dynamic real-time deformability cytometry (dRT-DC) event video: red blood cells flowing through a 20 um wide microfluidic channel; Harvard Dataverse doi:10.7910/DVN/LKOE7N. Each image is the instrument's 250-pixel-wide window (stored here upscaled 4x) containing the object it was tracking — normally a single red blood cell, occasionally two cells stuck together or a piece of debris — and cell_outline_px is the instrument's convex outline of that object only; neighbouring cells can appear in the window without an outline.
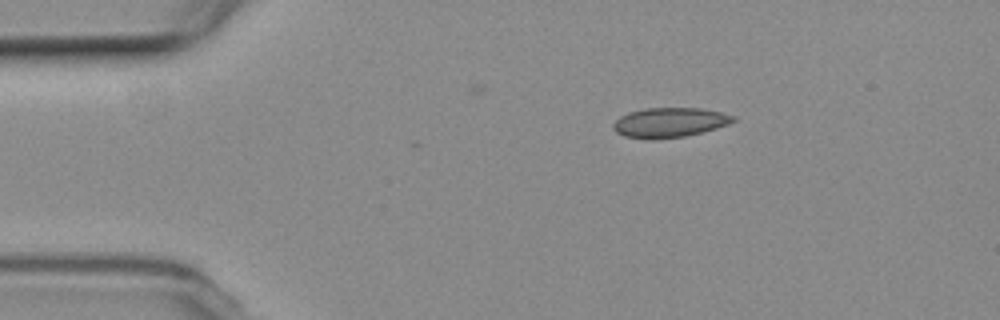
{"species": "common noctule bat (a hibernating species)", "species_latin": "Nyctalus noctula", "temperature_condition": "room temperature", "stored_images_in_passage": 7, "camera_frame_rate_fps": 3000, "um_per_image_px": 0.085, "animal": {"sex": "female", "body_mass_g": 19.3, "forearm_length_mm": 54.1}, "frame": {"image": 1, "passage_image": 1, "time_ms": 0.0, "image_size_px": [1000, 320], "cell_outline_px": [[736, 120], [728, 124], [716, 128], [684, 136], [652, 140], [624, 136], [616, 132], [612, 128], [612, 124], [620, 116], [628, 112], [644, 108], [700, 108], [720, 112], [736, 116]], "centroid_in_image_um": [56.88, 10.41], "position_along_channel_um": 28.1, "area_um2": 20.81}}
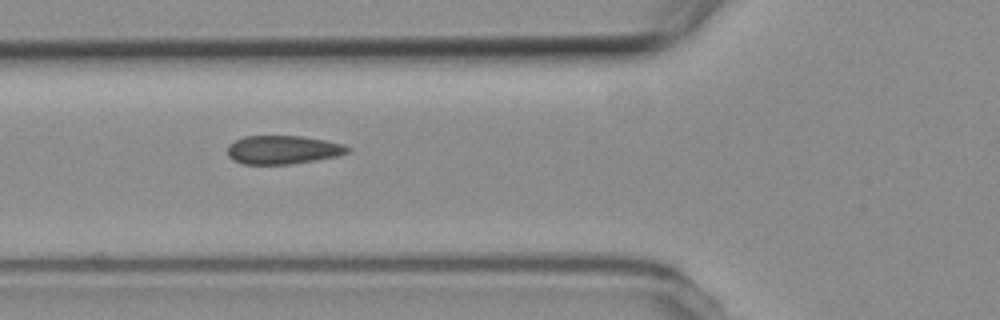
{"frame": {"image": 2, "passage_image": 4, "time_ms": 3.667, "image_size_px": [1000, 320], "cell_outline_px": [[352, 152], [340, 156], [292, 164], [244, 164], [232, 160], [228, 156], [228, 144], [244, 136], [300, 136], [324, 140], [344, 144], [352, 148]], "centroid_in_image_um": [24.1, 12.74], "position_along_channel_um": 101.7, "area_um2": 20.23}}
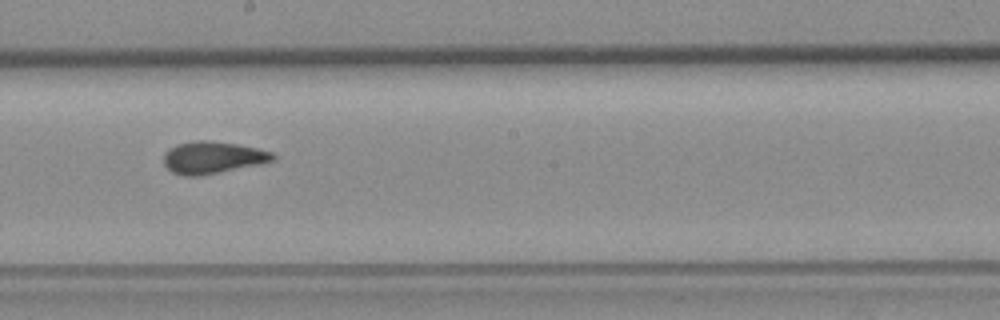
{"frame": {"image": 3, "passage_image": 7, "time_ms": 7.333, "image_size_px": [1000, 320], "cell_outline_px": [[276, 160], [260, 164], [200, 176], [184, 176], [172, 172], [164, 164], [164, 152], [168, 148], [176, 144], [196, 140], [208, 140], [236, 144], [256, 148], [272, 152], [276, 156]], "centroid_in_image_um": [18.06, 13.39], "position_along_channel_um": 230.1, "area_um2": 20.52}}